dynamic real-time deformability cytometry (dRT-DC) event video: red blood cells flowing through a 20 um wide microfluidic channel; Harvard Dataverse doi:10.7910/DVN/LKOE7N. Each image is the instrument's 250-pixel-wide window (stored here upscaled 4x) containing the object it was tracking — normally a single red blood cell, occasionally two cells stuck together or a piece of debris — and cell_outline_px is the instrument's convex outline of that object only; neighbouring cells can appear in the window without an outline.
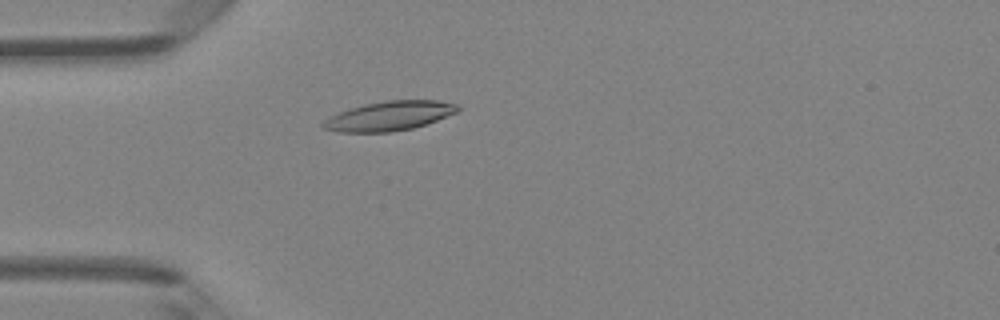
{"species": "Egyptian fruit bat (a non-hibernating species)", "species_latin": "Rousettus aegyptiacus", "temperature_condition": "room temperature", "stored_images_in_passage": 48, "camera_frame_rate_fps": 3000, "um_per_image_px": 0.085, "animal": {"sex": "female"}, "frame": {"image": 1, "passage_image": 14, "time_ms": 4.333, "image_size_px": [1000, 320], "cell_outline_px": [[460, 108], [456, 112], [436, 120], [412, 128], [392, 132], [336, 132], [320, 128], [320, 124], [328, 116], [364, 104], [384, 100], [436, 100], [460, 104]], "centroid_in_image_um": [33.04, 9.85], "position_along_channel_um": 52.0, "area_um2": 23.12}}
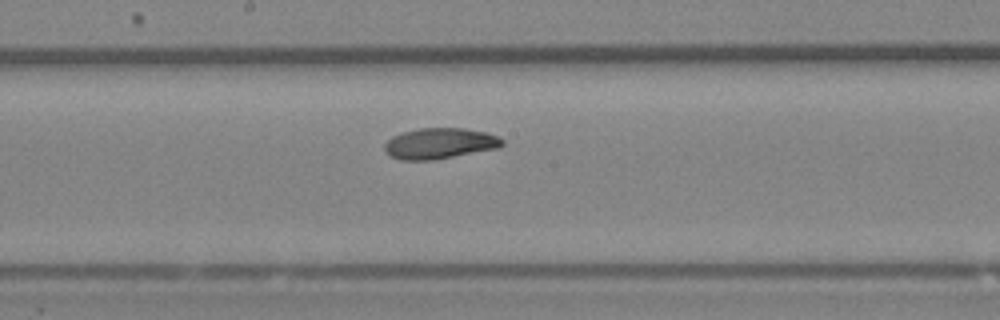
{"frame": {"image": 2, "passage_image": 26, "time_ms": 8.333, "image_size_px": [1000, 320], "cell_outline_px": [[504, 144], [500, 148], [432, 160], [400, 160], [388, 156], [384, 152], [384, 144], [392, 136], [400, 132], [420, 128], [464, 128], [484, 132], [496, 136], [504, 140]], "centroid_in_image_um": [37.33, 12.2], "position_along_channel_um": 210.9, "area_um2": 21.33}}
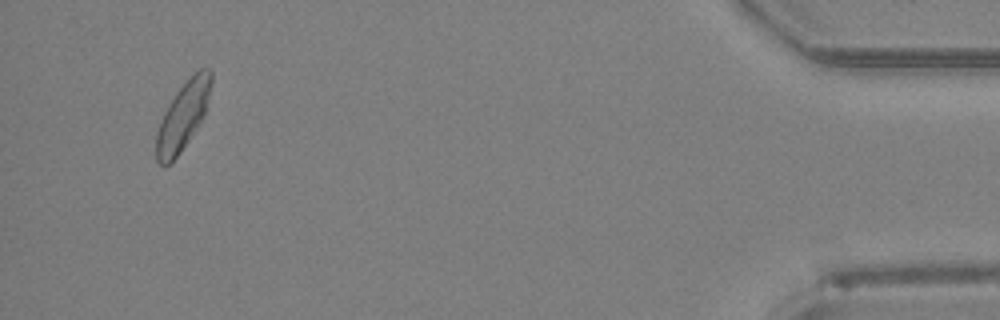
{"frame": {"image": 3, "passage_image": 46, "time_ms": 15.0, "image_size_px": [1000, 320], "cell_outline_px": [[212, 84], [204, 112], [200, 124], [180, 152], [164, 168], [156, 160], [156, 132], [164, 112], [176, 92], [200, 68], [212, 68]], "centroid_in_image_um": [15.54, 9.87], "position_along_channel_um": 419.7, "area_um2": 21.33}, "authors_computed_cell_mechanics": {"area_um2": 21.386, "velocity_mm_per_s": 4.243, "shape_relaxation_time_tau1_ms": 3.7393, "shape_relaxation_time_tau2_ms": 4.178, "deformation_change_tau1": 0.153, "deformation_change_tau2": 0.0859}}